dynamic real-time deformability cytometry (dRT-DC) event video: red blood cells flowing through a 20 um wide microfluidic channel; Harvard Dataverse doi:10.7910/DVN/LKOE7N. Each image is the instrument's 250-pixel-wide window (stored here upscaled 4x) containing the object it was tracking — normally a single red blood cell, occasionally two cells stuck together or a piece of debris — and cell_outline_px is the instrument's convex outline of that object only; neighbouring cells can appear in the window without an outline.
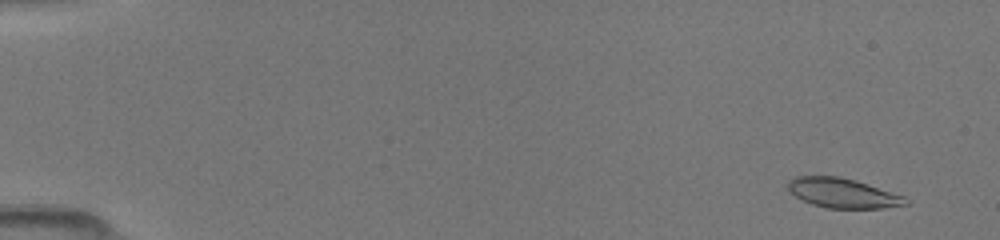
{"species": "common noctule bat (a hibernating species)", "species_latin": "Nyctalus noctula", "temperature_condition": "room temperature", "stored_images_in_passage": 43, "camera_frame_rate_fps": 3000, "um_per_image_px": 0.085, "animal": {"sex": "female", "body_mass_g": 19.5, "forearm_length_mm": 54.1}, "frame": {"image": 1, "passage_image": 4, "time_ms": 1.0, "image_size_px": [1000, 240], "cell_outline_px": [[908, 204], [884, 208], [828, 208], [812, 204], [796, 196], [788, 188], [788, 180], [796, 176], [836, 176], [856, 180], [904, 196], [908, 200]], "centroid_in_image_um": [71.64, 16.41], "position_along_channel_um": 13.4, "area_um2": 20.11}}
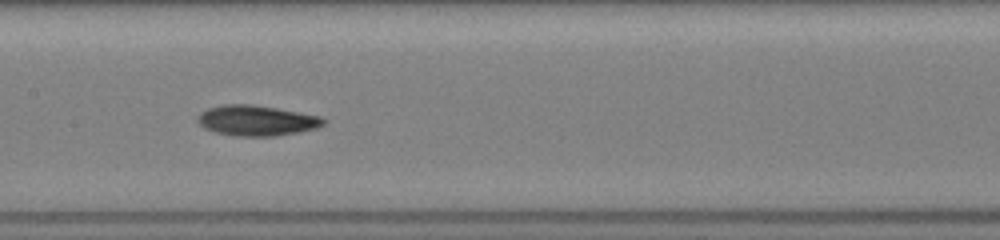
{"frame": {"image": 2, "passage_image": 21, "time_ms": 8.667, "image_size_px": [1000, 240], "cell_outline_px": [[328, 120], [324, 124], [316, 128], [300, 132], [276, 136], [236, 136], [216, 132], [204, 128], [196, 120], [196, 116], [200, 112], [208, 108], [224, 104], [252, 104], [276, 108], [320, 116]], "centroid_in_image_um": [21.8, 10.24], "position_along_channel_um": 185.6, "area_um2": 22.43}}
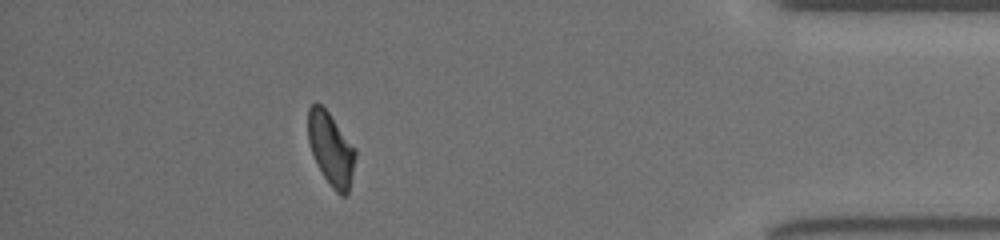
{"frame": {"image": 3, "passage_image": 38, "time_ms": 15.0, "image_size_px": [1000, 240], "cell_outline_px": [[356, 156], [348, 192], [344, 196], [340, 196], [332, 188], [324, 176], [312, 152], [308, 140], [308, 108], [312, 104], [320, 104], [328, 112], [356, 148]], "centroid_in_image_um": [28.14, 12.66], "position_along_channel_um": 407.1, "area_um2": 19.77}}